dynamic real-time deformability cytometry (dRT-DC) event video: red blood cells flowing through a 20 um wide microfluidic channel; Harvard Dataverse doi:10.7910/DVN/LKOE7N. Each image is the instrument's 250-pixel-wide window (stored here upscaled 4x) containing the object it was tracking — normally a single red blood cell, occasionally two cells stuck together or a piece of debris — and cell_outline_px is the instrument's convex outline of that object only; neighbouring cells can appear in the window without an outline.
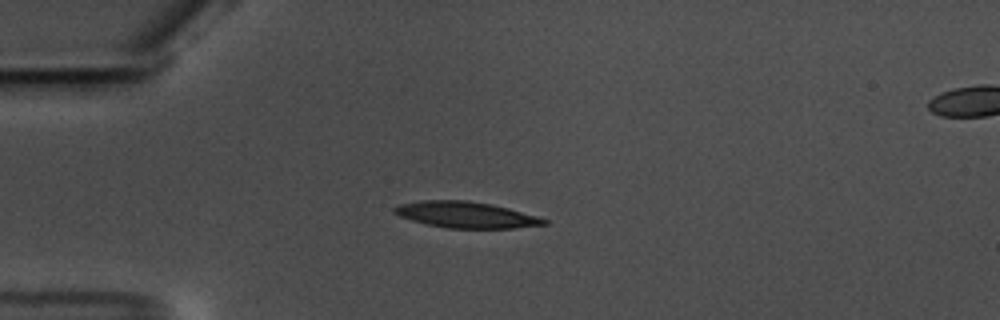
{"species": "common noctule bat (a hibernating species)", "species_latin": "Nyctalus noctula", "temperature_condition": "warm", "stored_images_in_passage": 43, "camera_frame_rate_fps": 3000, "um_per_image_px": 0.085, "animal": {"sex": "male", "body_mass_g": 17.5, "forearm_length_mm": 52.3}, "frame": {"image": 1, "passage_image": 1, "time_ms": 0.0, "image_size_px": [1000, 320], "cell_outline_px": [[548, 224], [516, 228], [448, 228], [428, 224], [412, 220], [400, 216], [392, 212], [392, 208], [400, 204], [420, 200], [468, 200], [492, 204], [508, 208], [536, 216], [548, 220]], "centroid_in_image_um": [39.6, 18.25], "position_along_channel_um": 45.4, "area_um2": 22.77}}
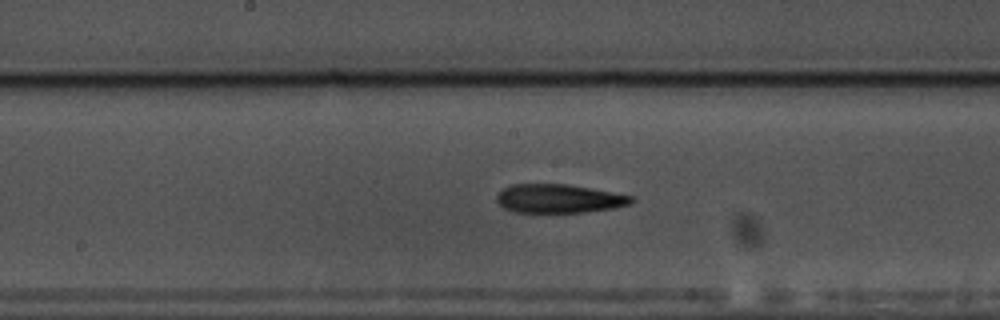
{"frame": {"image": 2, "passage_image": 16, "time_ms": 5.0, "image_size_px": [1000, 320], "cell_outline_px": [[636, 200], [632, 204], [612, 208], [584, 212], [512, 212], [504, 208], [496, 200], [496, 196], [504, 188], [512, 184], [564, 184], [588, 188], [632, 196]], "centroid_in_image_um": [47.49, 16.89], "position_along_channel_um": 200.7, "area_um2": 22.31}}
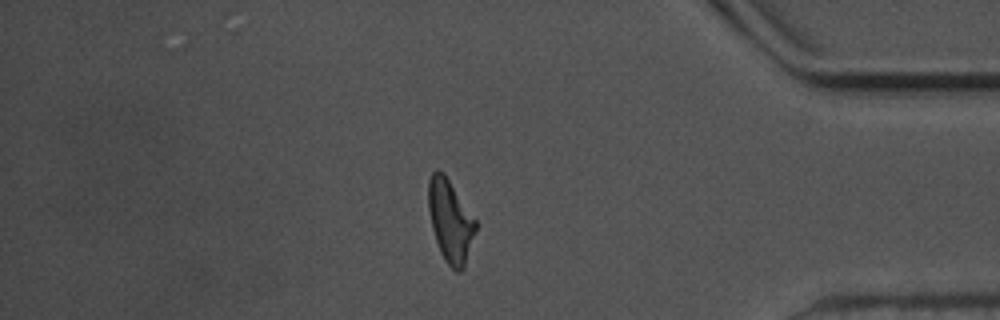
{"frame": {"image": 3, "passage_image": 35, "time_ms": 11.333, "image_size_px": [1000, 320], "cell_outline_px": [[476, 228], [464, 268], [460, 272], [456, 272], [448, 264], [440, 252], [432, 228], [428, 208], [428, 180], [432, 172], [436, 168], [444, 172], [476, 220]], "centroid_in_image_um": [38.26, 18.75], "position_along_channel_um": 396.9, "area_um2": 22.6}, "authors_computed_cell_mechanics": {"area_um2": 22.7154, "velocity_mm_per_s": 3.5497, "shape_relaxation_time_tau1_ms": 4.4456, "shape_relaxation_time_tau2_ms": 4.1567, "deformation_change_tau1": 0.1631, "deformation_change_tau2": 0.1358}}